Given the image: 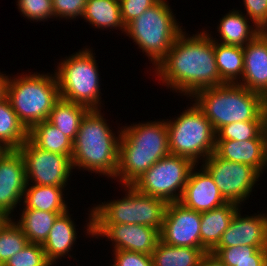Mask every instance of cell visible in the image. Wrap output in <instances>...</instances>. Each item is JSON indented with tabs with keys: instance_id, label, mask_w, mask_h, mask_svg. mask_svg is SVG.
Returning <instances> with one entry per match:
<instances>
[{
	"instance_id": "21",
	"label": "cell",
	"mask_w": 267,
	"mask_h": 266,
	"mask_svg": "<svg viewBox=\"0 0 267 266\" xmlns=\"http://www.w3.org/2000/svg\"><path fill=\"white\" fill-rule=\"evenodd\" d=\"M239 9L229 10L223 15L218 23L216 30L220 38H214L209 30L207 33L213 41L226 44L244 47L252 41L262 30L259 29L252 21L245 16V13ZM251 25H250V24ZM210 32V33H209Z\"/></svg>"
},
{
	"instance_id": "20",
	"label": "cell",
	"mask_w": 267,
	"mask_h": 266,
	"mask_svg": "<svg viewBox=\"0 0 267 266\" xmlns=\"http://www.w3.org/2000/svg\"><path fill=\"white\" fill-rule=\"evenodd\" d=\"M67 212L59 215L51 228L47 239L42 244L47 260L54 266L65 256L72 259L70 251H73L77 238L76 224Z\"/></svg>"
},
{
	"instance_id": "41",
	"label": "cell",
	"mask_w": 267,
	"mask_h": 266,
	"mask_svg": "<svg viewBox=\"0 0 267 266\" xmlns=\"http://www.w3.org/2000/svg\"><path fill=\"white\" fill-rule=\"evenodd\" d=\"M0 72V101L6 97V88L9 75L3 74Z\"/></svg>"
},
{
	"instance_id": "16",
	"label": "cell",
	"mask_w": 267,
	"mask_h": 266,
	"mask_svg": "<svg viewBox=\"0 0 267 266\" xmlns=\"http://www.w3.org/2000/svg\"><path fill=\"white\" fill-rule=\"evenodd\" d=\"M241 211L236 212L216 247L267 246V214L258 211L244 217Z\"/></svg>"
},
{
	"instance_id": "33",
	"label": "cell",
	"mask_w": 267,
	"mask_h": 266,
	"mask_svg": "<svg viewBox=\"0 0 267 266\" xmlns=\"http://www.w3.org/2000/svg\"><path fill=\"white\" fill-rule=\"evenodd\" d=\"M29 244L21 228L11 218L0 230V266Z\"/></svg>"
},
{
	"instance_id": "1",
	"label": "cell",
	"mask_w": 267,
	"mask_h": 266,
	"mask_svg": "<svg viewBox=\"0 0 267 266\" xmlns=\"http://www.w3.org/2000/svg\"><path fill=\"white\" fill-rule=\"evenodd\" d=\"M192 35L184 30L152 71L160 80L158 84L162 81L167 89L188 98L203 88L225 84L219 76L211 36L204 28Z\"/></svg>"
},
{
	"instance_id": "26",
	"label": "cell",
	"mask_w": 267,
	"mask_h": 266,
	"mask_svg": "<svg viewBox=\"0 0 267 266\" xmlns=\"http://www.w3.org/2000/svg\"><path fill=\"white\" fill-rule=\"evenodd\" d=\"M21 214L14 222L21 228L29 243L43 244L53 227L57 217L56 212L41 211L37 209H21Z\"/></svg>"
},
{
	"instance_id": "42",
	"label": "cell",
	"mask_w": 267,
	"mask_h": 266,
	"mask_svg": "<svg viewBox=\"0 0 267 266\" xmlns=\"http://www.w3.org/2000/svg\"><path fill=\"white\" fill-rule=\"evenodd\" d=\"M11 218L4 212L0 211V230L6 225Z\"/></svg>"
},
{
	"instance_id": "35",
	"label": "cell",
	"mask_w": 267,
	"mask_h": 266,
	"mask_svg": "<svg viewBox=\"0 0 267 266\" xmlns=\"http://www.w3.org/2000/svg\"><path fill=\"white\" fill-rule=\"evenodd\" d=\"M16 3L20 14L30 21L45 22L55 18L52 0H17Z\"/></svg>"
},
{
	"instance_id": "27",
	"label": "cell",
	"mask_w": 267,
	"mask_h": 266,
	"mask_svg": "<svg viewBox=\"0 0 267 266\" xmlns=\"http://www.w3.org/2000/svg\"><path fill=\"white\" fill-rule=\"evenodd\" d=\"M89 110L84 105L59 98L50 112L48 121L74 141L81 121Z\"/></svg>"
},
{
	"instance_id": "5",
	"label": "cell",
	"mask_w": 267,
	"mask_h": 266,
	"mask_svg": "<svg viewBox=\"0 0 267 266\" xmlns=\"http://www.w3.org/2000/svg\"><path fill=\"white\" fill-rule=\"evenodd\" d=\"M125 196L99 202L86 218V235L93 238V225L140 224L161 230L168 202L140 193L132 185H122ZM88 220V221H87Z\"/></svg>"
},
{
	"instance_id": "18",
	"label": "cell",
	"mask_w": 267,
	"mask_h": 266,
	"mask_svg": "<svg viewBox=\"0 0 267 266\" xmlns=\"http://www.w3.org/2000/svg\"><path fill=\"white\" fill-rule=\"evenodd\" d=\"M243 51L244 69L238 84L267 99V31H261Z\"/></svg>"
},
{
	"instance_id": "6",
	"label": "cell",
	"mask_w": 267,
	"mask_h": 266,
	"mask_svg": "<svg viewBox=\"0 0 267 266\" xmlns=\"http://www.w3.org/2000/svg\"><path fill=\"white\" fill-rule=\"evenodd\" d=\"M6 98L28 130L36 123L48 120L55 102L60 98L55 72L11 74Z\"/></svg>"
},
{
	"instance_id": "37",
	"label": "cell",
	"mask_w": 267,
	"mask_h": 266,
	"mask_svg": "<svg viewBox=\"0 0 267 266\" xmlns=\"http://www.w3.org/2000/svg\"><path fill=\"white\" fill-rule=\"evenodd\" d=\"M114 263L110 266H154L151 255L125 250H113Z\"/></svg>"
},
{
	"instance_id": "38",
	"label": "cell",
	"mask_w": 267,
	"mask_h": 266,
	"mask_svg": "<svg viewBox=\"0 0 267 266\" xmlns=\"http://www.w3.org/2000/svg\"><path fill=\"white\" fill-rule=\"evenodd\" d=\"M124 25L139 17L160 0H119Z\"/></svg>"
},
{
	"instance_id": "8",
	"label": "cell",
	"mask_w": 267,
	"mask_h": 266,
	"mask_svg": "<svg viewBox=\"0 0 267 266\" xmlns=\"http://www.w3.org/2000/svg\"><path fill=\"white\" fill-rule=\"evenodd\" d=\"M92 47H84L57 63L55 72L60 98L86 106L101 109V77Z\"/></svg>"
},
{
	"instance_id": "36",
	"label": "cell",
	"mask_w": 267,
	"mask_h": 266,
	"mask_svg": "<svg viewBox=\"0 0 267 266\" xmlns=\"http://www.w3.org/2000/svg\"><path fill=\"white\" fill-rule=\"evenodd\" d=\"M56 19L76 20L82 18L87 0H52Z\"/></svg>"
},
{
	"instance_id": "14",
	"label": "cell",
	"mask_w": 267,
	"mask_h": 266,
	"mask_svg": "<svg viewBox=\"0 0 267 266\" xmlns=\"http://www.w3.org/2000/svg\"><path fill=\"white\" fill-rule=\"evenodd\" d=\"M100 237L112 242L113 250L151 255L160 240V231L140 224L93 225V238Z\"/></svg>"
},
{
	"instance_id": "32",
	"label": "cell",
	"mask_w": 267,
	"mask_h": 266,
	"mask_svg": "<svg viewBox=\"0 0 267 266\" xmlns=\"http://www.w3.org/2000/svg\"><path fill=\"white\" fill-rule=\"evenodd\" d=\"M216 140H267V121H243L224 125L216 131Z\"/></svg>"
},
{
	"instance_id": "17",
	"label": "cell",
	"mask_w": 267,
	"mask_h": 266,
	"mask_svg": "<svg viewBox=\"0 0 267 266\" xmlns=\"http://www.w3.org/2000/svg\"><path fill=\"white\" fill-rule=\"evenodd\" d=\"M196 168L197 165L189 175L179 202L197 212L210 211L228 203L220 194L210 174L202 166L199 170Z\"/></svg>"
},
{
	"instance_id": "9",
	"label": "cell",
	"mask_w": 267,
	"mask_h": 266,
	"mask_svg": "<svg viewBox=\"0 0 267 266\" xmlns=\"http://www.w3.org/2000/svg\"><path fill=\"white\" fill-rule=\"evenodd\" d=\"M193 103V104H192ZM175 118L166 119L170 154L199 165L215 151L216 132L194 102Z\"/></svg>"
},
{
	"instance_id": "15",
	"label": "cell",
	"mask_w": 267,
	"mask_h": 266,
	"mask_svg": "<svg viewBox=\"0 0 267 266\" xmlns=\"http://www.w3.org/2000/svg\"><path fill=\"white\" fill-rule=\"evenodd\" d=\"M26 185L25 164L19 150H2L0 152V211L12 218L14 209L17 210V206L22 205Z\"/></svg>"
},
{
	"instance_id": "11",
	"label": "cell",
	"mask_w": 267,
	"mask_h": 266,
	"mask_svg": "<svg viewBox=\"0 0 267 266\" xmlns=\"http://www.w3.org/2000/svg\"><path fill=\"white\" fill-rule=\"evenodd\" d=\"M201 166L213 178L220 194L227 202L242 207L249 200L251 193L261 175L251 166L224 160L214 152L208 156Z\"/></svg>"
},
{
	"instance_id": "2",
	"label": "cell",
	"mask_w": 267,
	"mask_h": 266,
	"mask_svg": "<svg viewBox=\"0 0 267 266\" xmlns=\"http://www.w3.org/2000/svg\"><path fill=\"white\" fill-rule=\"evenodd\" d=\"M168 154L170 151L165 119L122 126L115 180L121 186L132 185L154 163Z\"/></svg>"
},
{
	"instance_id": "29",
	"label": "cell",
	"mask_w": 267,
	"mask_h": 266,
	"mask_svg": "<svg viewBox=\"0 0 267 266\" xmlns=\"http://www.w3.org/2000/svg\"><path fill=\"white\" fill-rule=\"evenodd\" d=\"M28 139V129L5 97L0 101V148L18 149Z\"/></svg>"
},
{
	"instance_id": "3",
	"label": "cell",
	"mask_w": 267,
	"mask_h": 266,
	"mask_svg": "<svg viewBox=\"0 0 267 266\" xmlns=\"http://www.w3.org/2000/svg\"><path fill=\"white\" fill-rule=\"evenodd\" d=\"M118 128L120 130L114 133L101 109H90L82 119L73 141V169L97 173L98 176L114 180L121 135V128Z\"/></svg>"
},
{
	"instance_id": "30",
	"label": "cell",
	"mask_w": 267,
	"mask_h": 266,
	"mask_svg": "<svg viewBox=\"0 0 267 266\" xmlns=\"http://www.w3.org/2000/svg\"><path fill=\"white\" fill-rule=\"evenodd\" d=\"M205 250L194 247H179L159 240L151 257L154 266H200Z\"/></svg>"
},
{
	"instance_id": "24",
	"label": "cell",
	"mask_w": 267,
	"mask_h": 266,
	"mask_svg": "<svg viewBox=\"0 0 267 266\" xmlns=\"http://www.w3.org/2000/svg\"><path fill=\"white\" fill-rule=\"evenodd\" d=\"M82 18L95 29H119L125 33L119 0H87Z\"/></svg>"
},
{
	"instance_id": "19",
	"label": "cell",
	"mask_w": 267,
	"mask_h": 266,
	"mask_svg": "<svg viewBox=\"0 0 267 266\" xmlns=\"http://www.w3.org/2000/svg\"><path fill=\"white\" fill-rule=\"evenodd\" d=\"M214 153L224 160L249 165L261 176L267 169V140H216Z\"/></svg>"
},
{
	"instance_id": "22",
	"label": "cell",
	"mask_w": 267,
	"mask_h": 266,
	"mask_svg": "<svg viewBox=\"0 0 267 266\" xmlns=\"http://www.w3.org/2000/svg\"><path fill=\"white\" fill-rule=\"evenodd\" d=\"M240 208V205L228 202L219 208L201 212V249L211 252L219 244L223 233Z\"/></svg>"
},
{
	"instance_id": "13",
	"label": "cell",
	"mask_w": 267,
	"mask_h": 266,
	"mask_svg": "<svg viewBox=\"0 0 267 266\" xmlns=\"http://www.w3.org/2000/svg\"><path fill=\"white\" fill-rule=\"evenodd\" d=\"M201 212L189 209L182 203H168L160 240L179 247L201 249L200 235Z\"/></svg>"
},
{
	"instance_id": "7",
	"label": "cell",
	"mask_w": 267,
	"mask_h": 266,
	"mask_svg": "<svg viewBox=\"0 0 267 266\" xmlns=\"http://www.w3.org/2000/svg\"><path fill=\"white\" fill-rule=\"evenodd\" d=\"M169 2L160 0L126 25L125 34L138 45L152 63V69L166 57L184 31Z\"/></svg>"
},
{
	"instance_id": "28",
	"label": "cell",
	"mask_w": 267,
	"mask_h": 266,
	"mask_svg": "<svg viewBox=\"0 0 267 266\" xmlns=\"http://www.w3.org/2000/svg\"><path fill=\"white\" fill-rule=\"evenodd\" d=\"M214 55L220 79L228 84L239 83L244 69L243 47L214 41Z\"/></svg>"
},
{
	"instance_id": "31",
	"label": "cell",
	"mask_w": 267,
	"mask_h": 266,
	"mask_svg": "<svg viewBox=\"0 0 267 266\" xmlns=\"http://www.w3.org/2000/svg\"><path fill=\"white\" fill-rule=\"evenodd\" d=\"M211 252L227 266H267V246L215 247Z\"/></svg>"
},
{
	"instance_id": "10",
	"label": "cell",
	"mask_w": 267,
	"mask_h": 266,
	"mask_svg": "<svg viewBox=\"0 0 267 266\" xmlns=\"http://www.w3.org/2000/svg\"><path fill=\"white\" fill-rule=\"evenodd\" d=\"M195 166L196 164L186 157L168 154L146 170L132 186L140 193L168 203L178 202Z\"/></svg>"
},
{
	"instance_id": "34",
	"label": "cell",
	"mask_w": 267,
	"mask_h": 266,
	"mask_svg": "<svg viewBox=\"0 0 267 266\" xmlns=\"http://www.w3.org/2000/svg\"><path fill=\"white\" fill-rule=\"evenodd\" d=\"M4 266H53L46 258L41 244L29 243L12 256Z\"/></svg>"
},
{
	"instance_id": "4",
	"label": "cell",
	"mask_w": 267,
	"mask_h": 266,
	"mask_svg": "<svg viewBox=\"0 0 267 266\" xmlns=\"http://www.w3.org/2000/svg\"><path fill=\"white\" fill-rule=\"evenodd\" d=\"M189 99L211 122L215 132L234 122L267 121V99L238 83L203 88Z\"/></svg>"
},
{
	"instance_id": "12",
	"label": "cell",
	"mask_w": 267,
	"mask_h": 266,
	"mask_svg": "<svg viewBox=\"0 0 267 266\" xmlns=\"http://www.w3.org/2000/svg\"><path fill=\"white\" fill-rule=\"evenodd\" d=\"M18 150L24 159L27 184L59 187L68 185L73 167L67 155L41 150L29 139Z\"/></svg>"
},
{
	"instance_id": "39",
	"label": "cell",
	"mask_w": 267,
	"mask_h": 266,
	"mask_svg": "<svg viewBox=\"0 0 267 266\" xmlns=\"http://www.w3.org/2000/svg\"><path fill=\"white\" fill-rule=\"evenodd\" d=\"M246 17L262 31H267V0H243Z\"/></svg>"
},
{
	"instance_id": "40",
	"label": "cell",
	"mask_w": 267,
	"mask_h": 266,
	"mask_svg": "<svg viewBox=\"0 0 267 266\" xmlns=\"http://www.w3.org/2000/svg\"><path fill=\"white\" fill-rule=\"evenodd\" d=\"M200 266H227L214 253L206 252L202 259Z\"/></svg>"
},
{
	"instance_id": "25",
	"label": "cell",
	"mask_w": 267,
	"mask_h": 266,
	"mask_svg": "<svg viewBox=\"0 0 267 266\" xmlns=\"http://www.w3.org/2000/svg\"><path fill=\"white\" fill-rule=\"evenodd\" d=\"M28 139L41 150L72 158L73 141L48 120L33 125L28 130Z\"/></svg>"
},
{
	"instance_id": "23",
	"label": "cell",
	"mask_w": 267,
	"mask_h": 266,
	"mask_svg": "<svg viewBox=\"0 0 267 266\" xmlns=\"http://www.w3.org/2000/svg\"><path fill=\"white\" fill-rule=\"evenodd\" d=\"M66 190L65 187L59 186L27 184L23 194L22 209H37L61 215L69 210L63 194Z\"/></svg>"
}]
</instances>
